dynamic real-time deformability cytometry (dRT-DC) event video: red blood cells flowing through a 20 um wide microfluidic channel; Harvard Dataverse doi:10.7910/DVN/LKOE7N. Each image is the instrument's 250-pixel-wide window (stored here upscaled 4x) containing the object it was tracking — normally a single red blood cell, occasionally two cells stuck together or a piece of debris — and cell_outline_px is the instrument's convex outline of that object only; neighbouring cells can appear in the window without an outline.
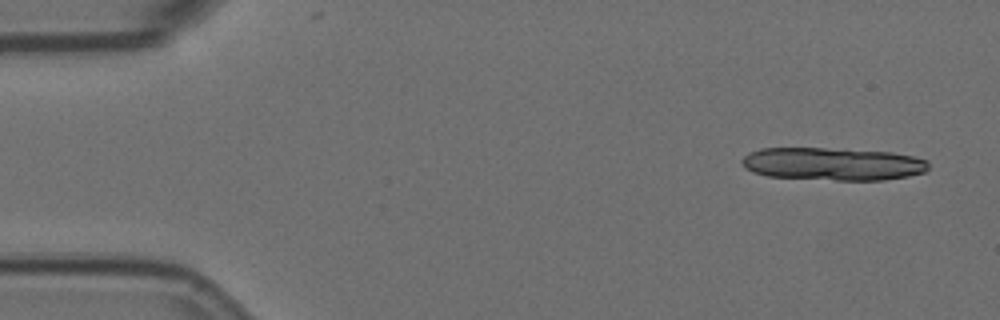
{"species": "Egyptian fruit bat (a non-hibernating species)", "species_latin": "Rousettus aegyptiacus", "temperature_condition": "room temperature", "stored_images_in_passage": 4, "camera_frame_rate_fps": 3000, "um_per_image_px": 0.085, "animal": {"sex": "female"}, "frame": {"image": 1, "passage_image": 1, "time_ms": 0.0, "image_size_px": [1000, 320], "cell_outline_px": [[928, 168], [924, 172], [908, 176], [884, 180], [836, 180], [768, 176], [752, 172], [744, 168], [740, 160], [748, 152], [760, 148], [824, 148], [892, 152], [912, 156], [928, 160]], "centroid_in_image_um": [70.75, 13.93], "position_along_channel_um": 14.2, "area_um2": 35.78}}